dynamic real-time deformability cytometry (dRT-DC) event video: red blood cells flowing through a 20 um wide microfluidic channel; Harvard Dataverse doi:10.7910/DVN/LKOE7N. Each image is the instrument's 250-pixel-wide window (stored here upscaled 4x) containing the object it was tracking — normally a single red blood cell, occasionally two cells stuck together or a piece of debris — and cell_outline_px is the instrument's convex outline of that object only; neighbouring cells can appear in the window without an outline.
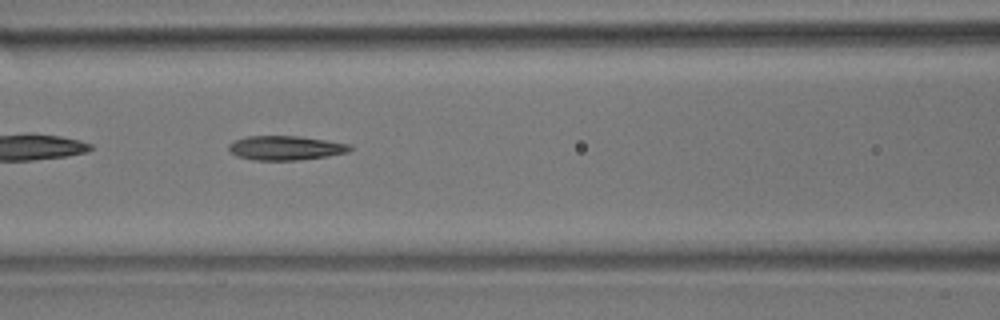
{"species": "common noctule bat (a hibernating species)", "species_latin": "Nyctalus noctula", "temperature_condition": "room temperature", "stored_images_in_passage": 24, "camera_frame_rate_fps": 3000, "um_per_image_px": 0.085, "animal": {"sex": "male", "body_mass_g": 17.9}, "frame": {"image": 1, "passage_image": 8, "time_ms": 2.333, "image_size_px": [1000, 320], "cell_outline_px": [[352, 148], [348, 152], [328, 156], [296, 160], [252, 160], [236, 156], [228, 152], [228, 144], [232, 140], [248, 136], [300, 136], [352, 144]], "centroid_in_image_um": [24.23, 12.57], "position_along_channel_um": 142.4, "area_um2": 17.4}}